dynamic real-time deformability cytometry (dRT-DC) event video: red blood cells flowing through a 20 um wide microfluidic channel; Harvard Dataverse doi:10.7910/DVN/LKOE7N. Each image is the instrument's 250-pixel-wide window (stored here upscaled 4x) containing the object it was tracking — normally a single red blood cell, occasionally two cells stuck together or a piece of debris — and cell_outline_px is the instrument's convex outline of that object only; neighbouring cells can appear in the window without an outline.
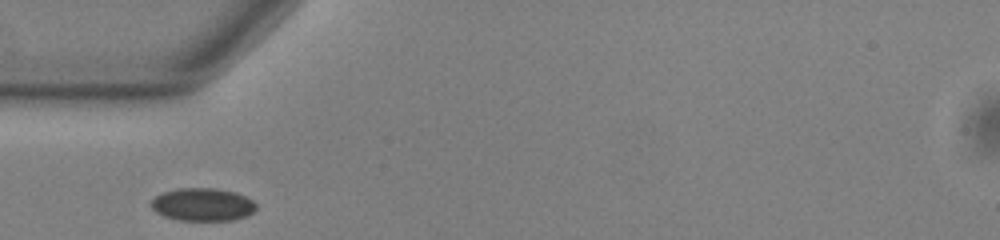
{"species": "common noctule bat (a hibernating species)", "species_latin": "Nyctalus noctula", "temperature_condition": "warm", "stored_images_in_passage": 31, "camera_frame_rate_fps": 3000, "um_per_image_px": 0.085, "animal": {"sex": "male", "body_mass_g": 13.0, "forearm_length_mm": 53.1}, "frame": {"image": 1, "passage_image": 1, "time_ms": 0.0, "image_size_px": [1000, 240], "cell_outline_px": [[256, 208], [252, 212], [244, 216], [232, 220], [180, 220], [164, 216], [156, 212], [152, 208], [152, 200], [156, 196], [164, 192], [176, 188], [216, 188], [236, 192], [252, 200], [256, 204]], "centroid_in_image_um": [17.22, 17.37], "position_along_channel_um": 67.8, "area_um2": 19.94}}
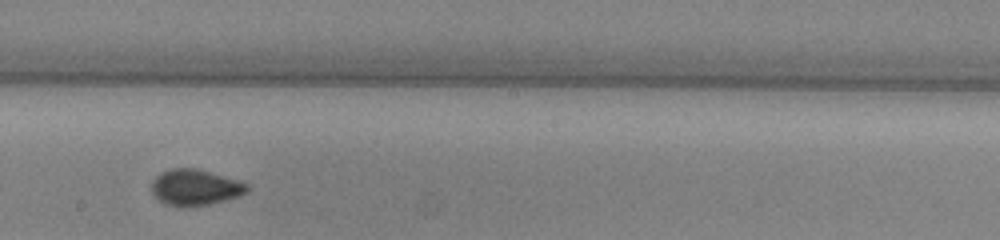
{"frame": {"image": 2, "passage_image": 14, "time_ms": 4.333, "image_size_px": [1000, 240], "cell_outline_px": [[248, 192], [240, 196], [208, 204], [184, 208], [164, 204], [152, 192], [152, 180], [160, 172], [168, 168], [196, 168], [236, 180], [248, 184]], "centroid_in_image_um": [16.56, 15.93], "position_along_channel_um": 231.6, "area_um2": 20.06}}
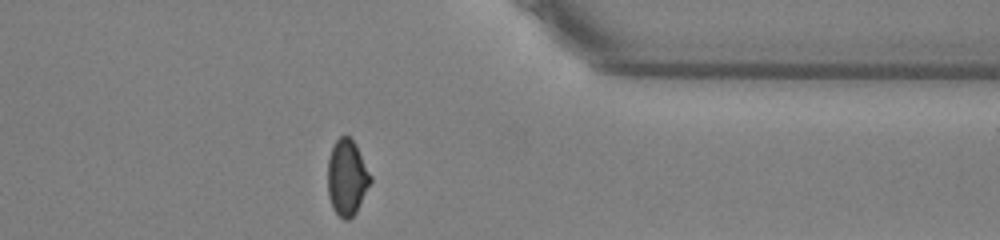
{"frame": {"image": 3, "passage_image": 27, "time_ms": 8.667, "image_size_px": [1000, 240], "cell_outline_px": [[372, 180], [356, 212], [348, 220], [344, 220], [332, 208], [328, 196], [328, 160], [332, 148], [336, 140], [340, 136], [348, 136], [356, 144], [372, 176]], "centroid_in_image_um": [29.5, 15.09], "position_along_channel_um": 381.9, "area_um2": 18.84}, "authors_computed_cell_mechanics": {"area_um2": 19.5364, "velocity_mm_per_s": 3.7735, "shape_relaxation_time_tau1_ms": 6.6246, "shape_relaxation_time_tau2_ms": 1.0127, "deformation_change_tau1": 0.1078, "deformation_change_tau2": 0.0372}}